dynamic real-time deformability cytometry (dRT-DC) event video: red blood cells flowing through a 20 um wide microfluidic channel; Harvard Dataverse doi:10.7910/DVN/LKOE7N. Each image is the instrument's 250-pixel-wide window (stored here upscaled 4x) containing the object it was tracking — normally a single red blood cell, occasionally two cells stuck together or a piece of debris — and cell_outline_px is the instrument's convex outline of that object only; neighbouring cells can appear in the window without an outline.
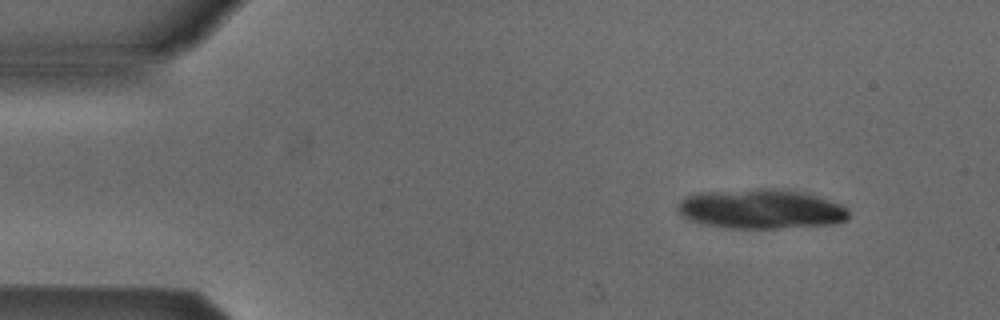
{"species": "Egyptian fruit bat (a non-hibernating species)", "species_latin": "Rousettus aegyptiacus", "temperature_condition": "cold", "stored_images_in_passage": 31, "camera_frame_rate_fps": 3000, "um_per_image_px": 0.085, "animal": {"sex": "male"}, "frame": {"image": 1, "passage_image": 1, "time_ms": 0.0, "image_size_px": [1000, 320], "cell_outline_px": [[848, 216], [844, 220], [832, 224], [776, 228], [728, 228], [688, 220], [676, 208], [676, 204], [680, 200], [688, 196], [700, 192], [756, 188], [784, 188], [816, 196], [840, 204], [848, 212]], "centroid_in_image_um": [64.63, 17.75], "position_along_channel_um": 20.4, "area_um2": 39.25}}
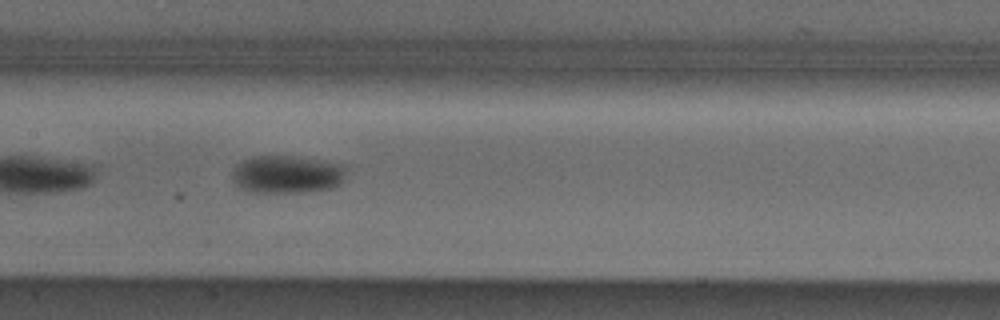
{"frame": {"image": 2, "passage_image": 21, "time_ms": 6.667, "image_size_px": [1000, 320], "cell_outline_px": [[348, 168], [344, 180], [340, 184], [332, 188], [304, 192], [248, 192], [236, 184], [232, 176], [236, 164], [244, 160], [256, 156], [284, 156], [316, 160], [344, 164]], "centroid_in_image_um": [24.44, 14.83], "position_along_channel_um": 183.0, "area_um2": 25.03}}
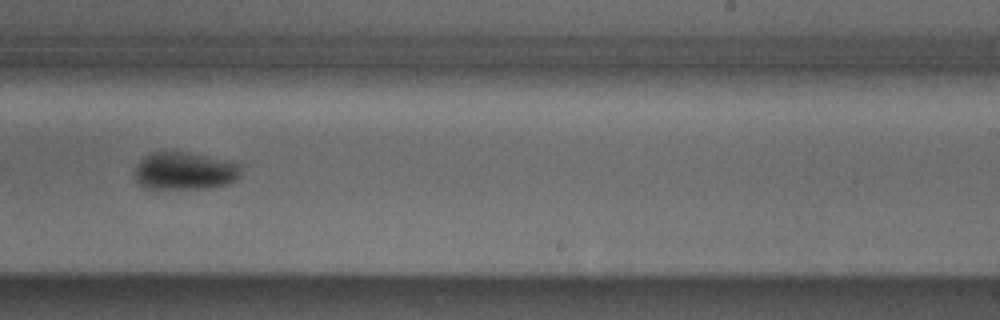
{"frame": {"image": 3, "passage_image": 28, "time_ms": 9.0, "image_size_px": [1000, 320], "cell_outline_px": [[240, 176], [236, 180], [228, 184], [208, 188], [148, 188], [140, 184], [136, 180], [136, 168], [140, 160], [144, 156], [152, 152], [188, 152], [224, 160], [240, 164]], "centroid_in_image_um": [15.71, 14.53], "position_along_channel_um": 273.3, "area_um2": 23.0}}